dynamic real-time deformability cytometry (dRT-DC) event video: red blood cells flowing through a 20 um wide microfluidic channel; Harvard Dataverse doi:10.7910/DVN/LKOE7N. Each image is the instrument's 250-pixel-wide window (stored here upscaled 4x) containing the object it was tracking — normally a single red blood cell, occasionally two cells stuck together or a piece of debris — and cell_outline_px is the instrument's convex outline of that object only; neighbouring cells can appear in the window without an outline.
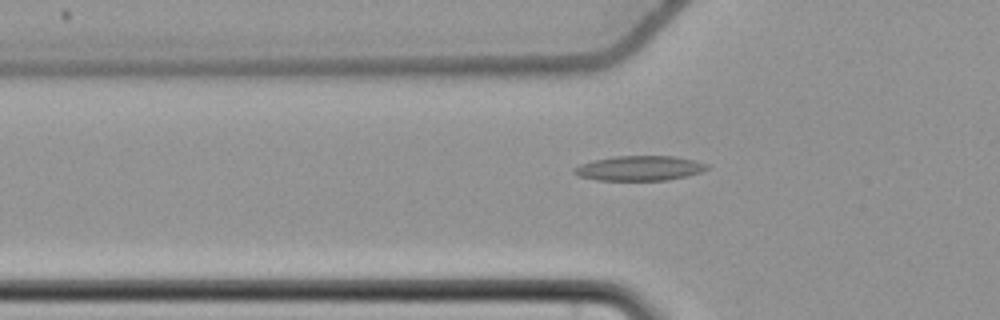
{"species": "common noctule bat (a hibernating species)", "species_latin": "Nyctalus noctula", "temperature_condition": "cold", "stored_images_in_passage": 57, "camera_frame_rate_fps": 3000, "um_per_image_px": 0.085, "animal": {"sex": "female", "body_mass_g": 22.7, "forearm_length_mm": 54.2}, "frame": {"image": 1, "passage_image": 20, "time_ms": 6.333, "image_size_px": [1000, 320], "cell_outline_px": [[708, 168], [700, 172], [688, 176], [668, 180], [596, 180], [580, 176], [572, 172], [572, 168], [580, 164], [592, 160], [612, 156], [676, 156], [708, 164]], "centroid_in_image_um": [54.32, 14.29], "position_along_channel_um": 71.5, "area_um2": 19.31}}
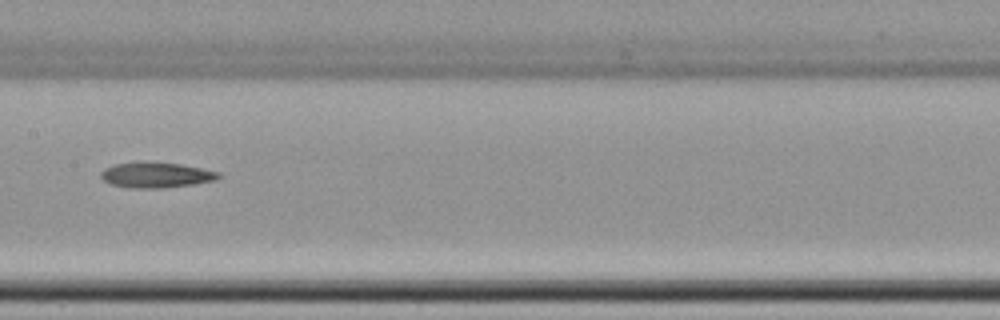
{"frame": {"image": 2, "passage_image": 30, "time_ms": 9.667, "image_size_px": [1000, 320], "cell_outline_px": [[220, 176], [216, 180], [192, 184], [160, 188], [128, 188], [112, 184], [104, 180], [100, 176], [100, 172], [104, 168], [116, 164], [144, 160], [180, 164], [220, 172]], "centroid_in_image_um": [13.23, 14.85], "position_along_channel_um": 194.2, "area_um2": 17.57}}
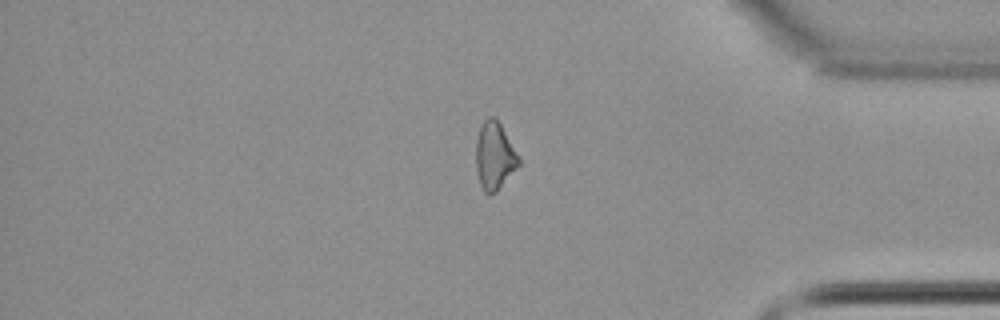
{"frame": {"image": 3, "passage_image": 48, "time_ms": 15.667, "image_size_px": [1000, 320], "cell_outline_px": [[520, 164], [496, 192], [488, 196], [484, 192], [480, 184], [476, 172], [476, 140], [480, 124], [488, 116], [496, 116], [520, 160]], "centroid_in_image_um": [42.0, 13.25], "position_along_channel_um": 393.2, "area_um2": 16.88}}